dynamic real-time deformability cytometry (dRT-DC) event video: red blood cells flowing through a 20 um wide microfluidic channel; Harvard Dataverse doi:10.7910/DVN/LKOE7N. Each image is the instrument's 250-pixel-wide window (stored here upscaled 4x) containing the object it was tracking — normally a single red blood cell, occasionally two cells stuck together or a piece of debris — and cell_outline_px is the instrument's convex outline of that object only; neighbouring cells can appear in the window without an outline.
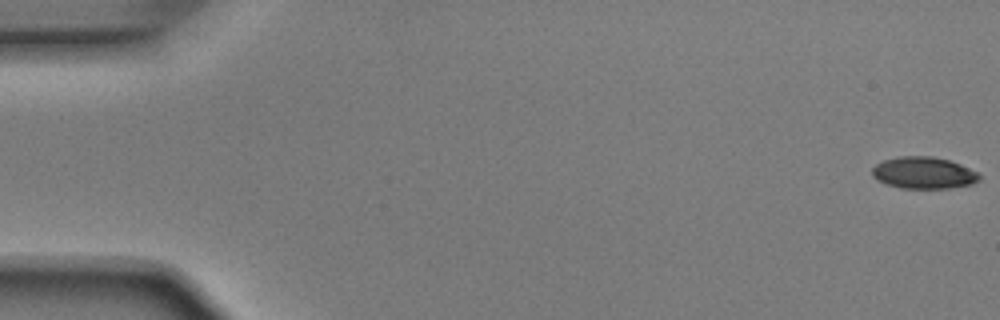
{"species": "Egyptian fruit bat (a non-hibernating species)", "species_latin": "Rousettus aegyptiacus", "temperature_condition": "room temperature", "stored_images_in_passage": 5, "camera_frame_rate_fps": 3000, "um_per_image_px": 0.085, "animal": {"sex": "male"}, "frame": {"image": 1, "passage_image": 1, "time_ms": 0.0, "image_size_px": [1000, 320], "cell_outline_px": [[980, 180], [972, 184], [948, 188], [900, 188], [876, 180], [872, 176], [872, 168], [876, 164], [884, 160], [900, 156], [932, 156], [948, 160], [960, 164], [980, 172]], "centroid_in_image_um": [78.52, 14.69], "position_along_channel_um": 6.5, "area_um2": 19.94}}